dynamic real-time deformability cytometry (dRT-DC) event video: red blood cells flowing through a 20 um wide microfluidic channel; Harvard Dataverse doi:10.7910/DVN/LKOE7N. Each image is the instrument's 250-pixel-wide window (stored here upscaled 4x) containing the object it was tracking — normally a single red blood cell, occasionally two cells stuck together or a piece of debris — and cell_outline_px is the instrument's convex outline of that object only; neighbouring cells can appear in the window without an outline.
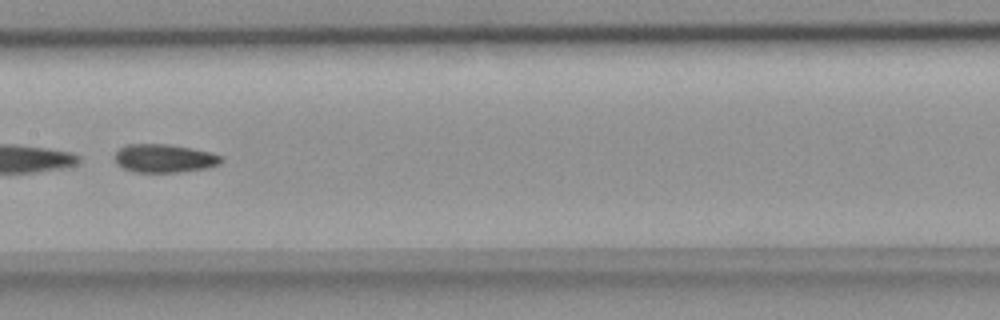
{"species": "common noctule bat (a hibernating species)", "species_latin": "Nyctalus noctula", "temperature_condition": "room temperature", "stored_images_in_passage": 38, "camera_frame_rate_fps": 3000, "um_per_image_px": 0.085, "animal": {"sex": "female", "body_mass_g": 18.4}, "frame": {"image": 1, "passage_image": 12, "time_ms": 3.667, "image_size_px": [1000, 320], "cell_outline_px": [[224, 160], [220, 164], [208, 168], [176, 172], [136, 172], [124, 168], [116, 164], [116, 152], [120, 148], [128, 144], [168, 144], [192, 148], [212, 152], [224, 156]], "centroid_in_image_um": [14.03, 13.45], "position_along_channel_um": 193.4, "area_um2": 17.69}, "authors_computed_cell_mechanics": {"area_um2": 18.1781, "velocity_mm_per_s": 3.8211, "shape_relaxation_time_tau1_ms": null, "shape_relaxation_time_tau2_ms": 4.3629, "deformation_change_tau1": null, "deformation_change_tau2": 0.103}}